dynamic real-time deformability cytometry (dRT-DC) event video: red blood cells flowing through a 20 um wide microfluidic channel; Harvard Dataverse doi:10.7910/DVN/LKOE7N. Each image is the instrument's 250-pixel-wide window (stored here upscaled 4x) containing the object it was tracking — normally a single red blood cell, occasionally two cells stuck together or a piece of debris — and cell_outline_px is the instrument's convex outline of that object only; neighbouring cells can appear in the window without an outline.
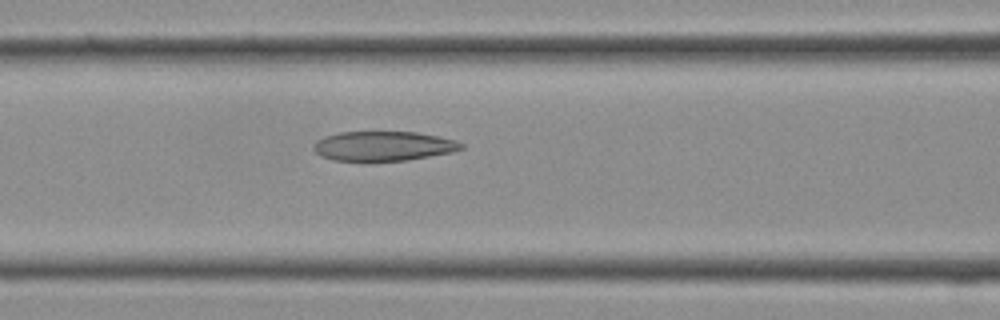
{"species": "Egyptian fruit bat (a non-hibernating species)", "species_latin": "Rousettus aegyptiacus", "temperature_condition": "cold", "stored_images_in_passage": 14, "camera_frame_rate_fps": 3000, "um_per_image_px": 0.085, "frame": {"image": 1, "passage_image": 12, "time_ms": 3.667, "image_size_px": [1000, 320], "cell_outline_px": [[464, 148], [452, 152], [408, 160], [332, 160], [320, 156], [312, 148], [312, 144], [316, 140], [324, 136], [340, 132], [416, 132], [440, 136], [456, 140], [464, 144]], "centroid_in_image_um": [32.58, 12.4], "position_along_channel_um": 134.0, "area_um2": 25.49}}
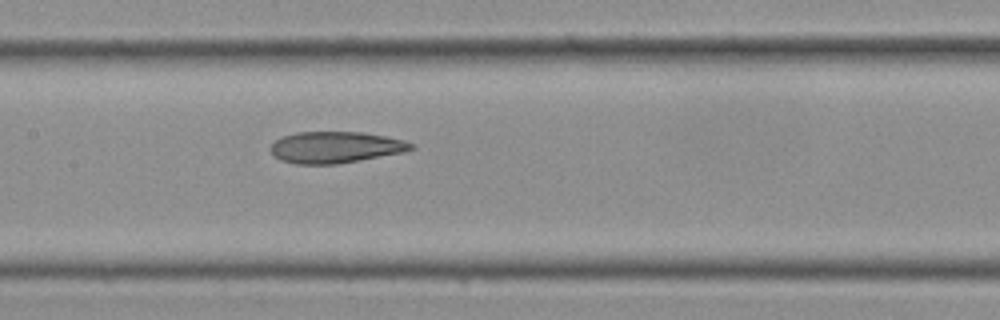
{"frame": {"image": 2, "passage_image": 14, "time_ms": 4.333, "image_size_px": [1000, 320], "cell_outline_px": [[416, 148], [404, 152], [360, 160], [336, 164], [296, 164], [280, 160], [272, 156], [268, 148], [276, 140], [284, 136], [296, 132], [360, 132], [384, 136], [404, 140], [416, 144]], "centroid_in_image_um": [28.5, 12.52], "position_along_channel_um": 178.9, "area_um2": 25.89}}